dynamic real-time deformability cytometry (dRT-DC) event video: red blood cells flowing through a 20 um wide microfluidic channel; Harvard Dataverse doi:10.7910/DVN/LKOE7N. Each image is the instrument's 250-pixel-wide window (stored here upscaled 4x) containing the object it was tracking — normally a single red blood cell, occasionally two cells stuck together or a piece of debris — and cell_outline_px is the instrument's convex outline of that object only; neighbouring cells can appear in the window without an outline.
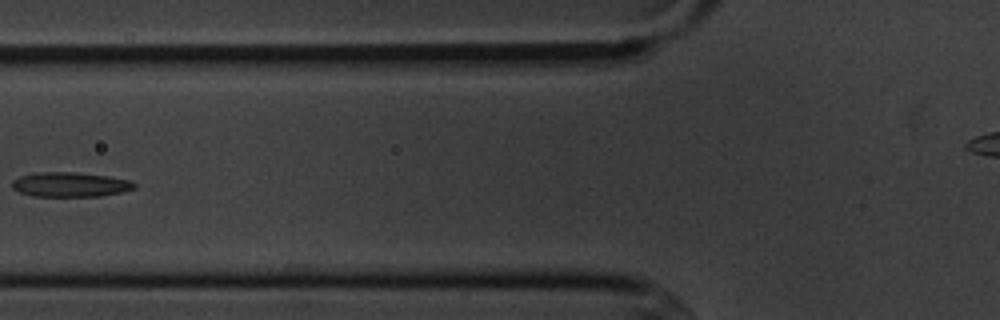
{"species": "common noctule bat (a hibernating species)", "species_latin": "Nyctalus noctula", "temperature_condition": "cold", "stored_images_in_passage": 5, "camera_frame_rate_fps": 3000, "um_per_image_px": 0.085, "animal": {"sex": "male", "body_mass_g": 20.1, "forearm_length_mm": 53.5}, "frame": {"image": 1, "passage_image": 5, "time_ms": 5.333, "image_size_px": [1000, 320], "cell_outline_px": [[136, 188], [124, 192], [100, 196], [32, 196], [20, 192], [12, 188], [12, 180], [20, 176], [40, 172], [76, 172], [108, 176], [132, 180], [136, 184]], "centroid_in_image_um": [6.01, 15.68], "position_along_channel_um": 119.8, "area_um2": 17.69}}